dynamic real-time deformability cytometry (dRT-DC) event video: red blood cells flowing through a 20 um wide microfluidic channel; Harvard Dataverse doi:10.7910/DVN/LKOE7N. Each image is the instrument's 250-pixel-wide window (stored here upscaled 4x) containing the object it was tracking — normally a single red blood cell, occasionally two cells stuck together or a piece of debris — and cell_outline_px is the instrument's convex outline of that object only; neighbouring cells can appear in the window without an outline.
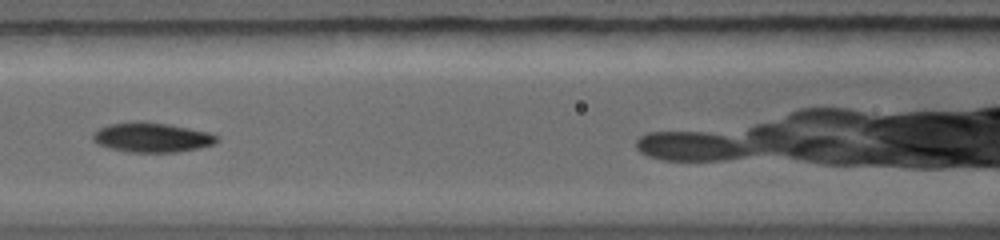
{"species": "common noctule bat (a hibernating species)", "species_latin": "Nyctalus noctula", "temperature_condition": "warm", "stored_images_in_passage": 16, "camera_frame_rate_fps": 5000, "um_per_image_px": 0.085, "animal": {"sex": "female", "body_mass_g": 19.0, "forearm_length_mm": 56.7}, "frame": {"image": 1, "passage_image": 5, "time_ms": 2.6, "image_size_px": [1000, 240], "cell_outline_px": [[216, 140], [208, 144], [192, 148], [164, 152], [148, 152], [120, 148], [104, 144], [96, 140], [96, 132], [100, 128], [112, 124], [164, 124], [204, 132], [216, 136]], "centroid_in_image_um": [12.95, 11.68], "position_along_channel_um": 153.7, "area_um2": 18.55}}
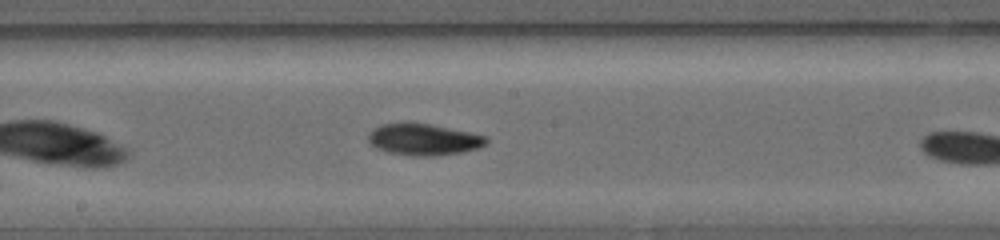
{"frame": {"image": 2, "passage_image": 7, "time_ms": 3.8, "image_size_px": [1000, 240], "cell_outline_px": [[484, 144], [472, 148], [452, 152], [400, 152], [384, 148], [376, 144], [372, 140], [372, 132], [376, 128], [384, 124], [428, 124], [464, 132], [480, 136], [484, 140]], "centroid_in_image_um": [36.01, 11.78], "position_along_channel_um": 212.2, "area_um2": 18.09}}